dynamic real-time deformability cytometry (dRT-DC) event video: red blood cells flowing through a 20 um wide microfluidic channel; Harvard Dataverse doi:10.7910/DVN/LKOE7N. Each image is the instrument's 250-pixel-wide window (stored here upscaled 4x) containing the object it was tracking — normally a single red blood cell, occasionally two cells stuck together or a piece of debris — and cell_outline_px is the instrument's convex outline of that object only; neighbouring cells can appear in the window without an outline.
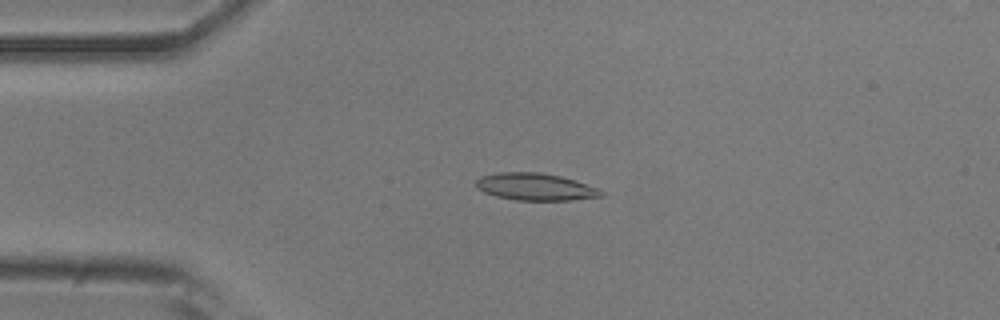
{"species": "common noctule bat (a hibernating species)", "species_latin": "Nyctalus noctula", "temperature_condition": "room temperature", "stored_images_in_passage": 21, "camera_frame_rate_fps": 3000, "um_per_image_px": 0.085, "animal": {"sex": "male", "body_mass_g": 20.5, "forearm_length_mm": 52.5}, "frame": {"image": 1, "passage_image": 11, "time_ms": 3.333, "image_size_px": [1000, 320], "cell_outline_px": [[604, 196], [572, 200], [516, 200], [496, 196], [484, 192], [476, 188], [476, 180], [480, 176], [500, 172], [540, 172], [560, 176], [576, 180], [600, 188], [604, 192]], "centroid_in_image_um": [45.54, 15.87], "position_along_channel_um": 39.5, "area_um2": 20.0}}
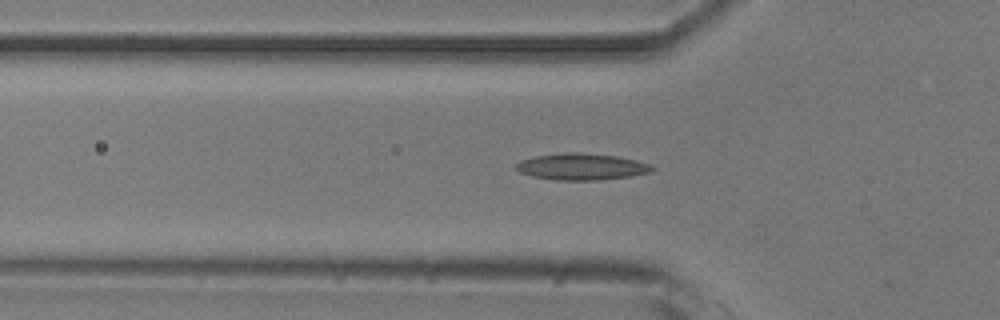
{"frame": {"image": 2, "passage_image": 16, "time_ms": 5.0, "image_size_px": [1000, 320], "cell_outline_px": [[656, 168], [652, 172], [632, 176], [600, 180], [556, 180], [532, 176], [520, 172], [516, 168], [516, 164], [520, 160], [536, 156], [568, 152], [576, 152], [616, 156], [636, 160], [648, 164]], "centroid_in_image_um": [49.46, 14.17], "position_along_channel_um": 76.3, "area_um2": 20.98}}
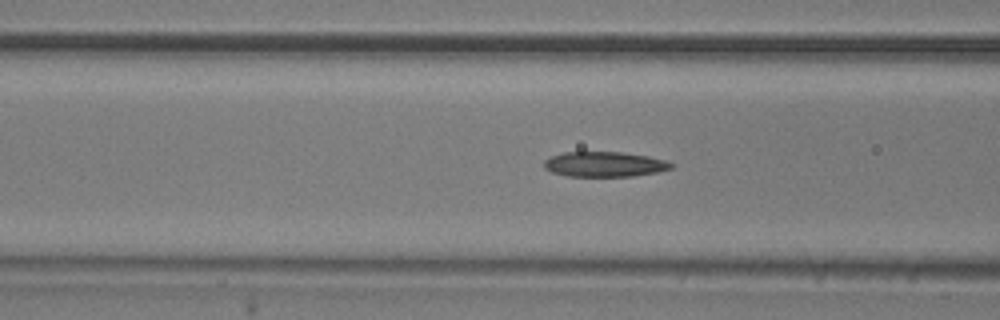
{"frame": {"image": 3, "passage_image": 19, "time_ms": 6.0, "image_size_px": [1000, 320], "cell_outline_px": [[676, 164], [672, 168], [656, 172], [632, 176], [568, 176], [552, 172], [544, 168], [544, 160], [552, 156], [564, 152], [620, 152], [648, 156], [664, 160]], "centroid_in_image_um": [51.38, 13.96], "position_along_channel_um": 115.2, "area_um2": 18.5}}